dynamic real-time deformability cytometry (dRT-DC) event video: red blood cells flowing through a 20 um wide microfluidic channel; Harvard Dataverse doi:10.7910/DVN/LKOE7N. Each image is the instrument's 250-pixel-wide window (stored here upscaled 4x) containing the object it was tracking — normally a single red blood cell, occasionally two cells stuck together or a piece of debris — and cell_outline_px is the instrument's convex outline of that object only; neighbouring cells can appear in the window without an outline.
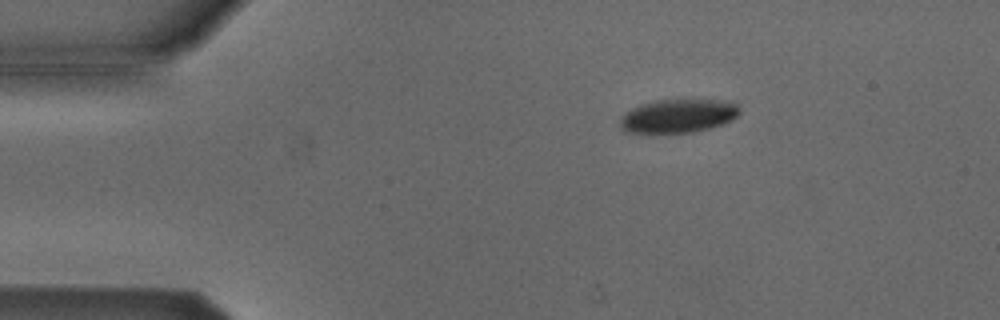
{"species": "Egyptian fruit bat (a non-hibernating species)", "species_latin": "Rousettus aegyptiacus", "temperature_condition": "cold", "stored_images_in_passage": 49, "camera_frame_rate_fps": 3000, "um_per_image_px": 0.085, "animal": {"sex": "male"}, "frame": {"image": 1, "passage_image": 4, "time_ms": 1.0, "image_size_px": [1000, 320], "cell_outline_px": [[740, 112], [732, 120], [724, 124], [692, 132], [652, 136], [624, 132], [620, 128], [620, 116], [624, 112], [640, 104], [656, 100], [716, 100], [736, 104], [740, 108]], "centroid_in_image_um": [57.53, 9.91], "position_along_channel_um": 27.5, "area_um2": 24.22}}
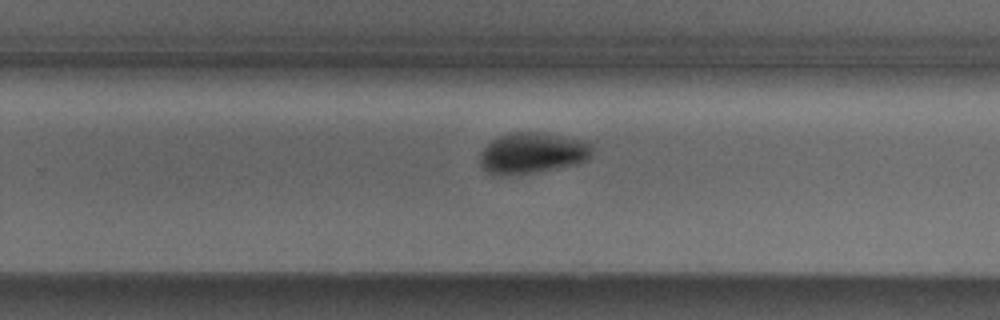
{"frame": {"image": 2, "passage_image": 29, "time_ms": 9.333, "image_size_px": [1000, 320], "cell_outline_px": [[592, 156], [588, 160], [576, 164], [528, 172], [500, 176], [488, 172], [480, 164], [480, 152], [492, 140], [508, 132], [544, 132], [584, 140], [592, 144]], "centroid_in_image_um": [45.27, 12.98], "position_along_channel_um": 284.5, "area_um2": 26.65}}
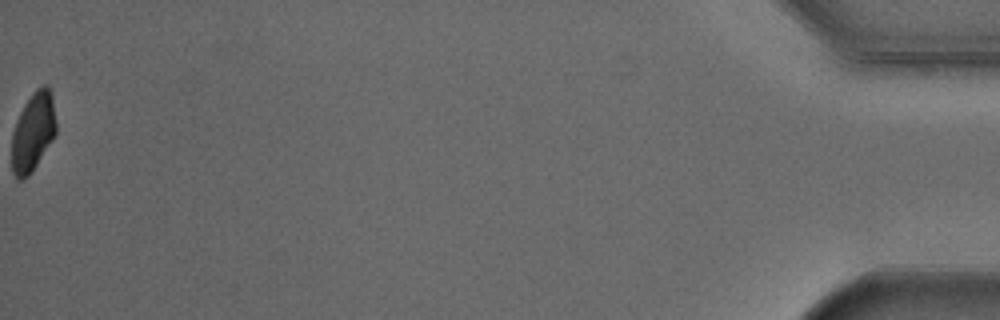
{"frame": {"image": 3, "passage_image": 49, "time_ms": 16.0, "image_size_px": [1000, 320], "cell_outline_px": [[56, 132], [52, 140], [32, 172], [24, 180], [20, 180], [12, 172], [12, 132], [16, 120], [24, 104], [32, 92], [36, 88], [44, 84], [48, 84], [52, 92], [56, 120]], "centroid_in_image_um": [2.82, 11.17], "position_along_channel_um": 432.4, "area_um2": 20.63}, "authors_computed_cell_mechanics": {"area_um2": 24.9118, "velocity_mm_per_s": 3.81, "shape_relaxation_time_tau1_ms": 4.6213, "shape_relaxation_time_tau2_ms": null, "deformation_change_tau1": 0.1083, "deformation_change_tau2": null}}